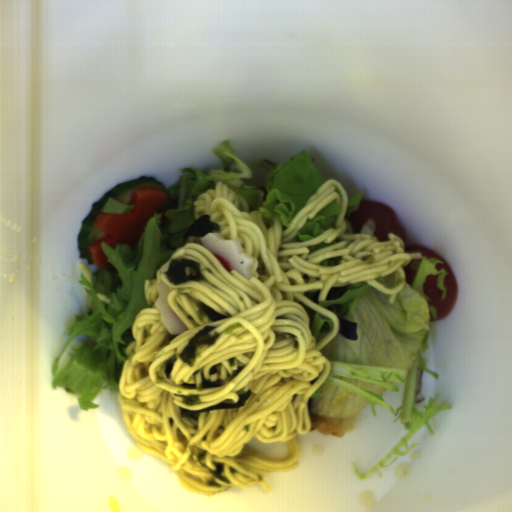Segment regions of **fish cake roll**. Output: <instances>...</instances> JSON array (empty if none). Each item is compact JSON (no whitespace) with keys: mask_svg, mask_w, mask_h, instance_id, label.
Here are the masks:
<instances>
[{"mask_svg":"<svg viewBox=\"0 0 512 512\" xmlns=\"http://www.w3.org/2000/svg\"><path fill=\"white\" fill-rule=\"evenodd\" d=\"M186 241L202 245L227 271L235 270L247 280L253 278L252 257L244 252L238 240L224 239L215 232L203 237L190 236Z\"/></svg>","mask_w":512,"mask_h":512,"instance_id":"fish-cake-roll-1","label":"fish cake roll"},{"mask_svg":"<svg viewBox=\"0 0 512 512\" xmlns=\"http://www.w3.org/2000/svg\"><path fill=\"white\" fill-rule=\"evenodd\" d=\"M156 289L158 295L153 305L160 311L161 320L165 324L169 333L182 334L186 332L188 328L168 305L167 297L171 288L160 279V282L156 285Z\"/></svg>","mask_w":512,"mask_h":512,"instance_id":"fish-cake-roll-2","label":"fish cake roll"},{"mask_svg":"<svg viewBox=\"0 0 512 512\" xmlns=\"http://www.w3.org/2000/svg\"><path fill=\"white\" fill-rule=\"evenodd\" d=\"M172 260H173V259H171L170 261H168V262L166 263V265H165V266L160 270V272L167 271V270H168V268H169V265H170V263H171V261H172Z\"/></svg>","mask_w":512,"mask_h":512,"instance_id":"fish-cake-roll-3","label":"fish cake roll"}]
</instances>
